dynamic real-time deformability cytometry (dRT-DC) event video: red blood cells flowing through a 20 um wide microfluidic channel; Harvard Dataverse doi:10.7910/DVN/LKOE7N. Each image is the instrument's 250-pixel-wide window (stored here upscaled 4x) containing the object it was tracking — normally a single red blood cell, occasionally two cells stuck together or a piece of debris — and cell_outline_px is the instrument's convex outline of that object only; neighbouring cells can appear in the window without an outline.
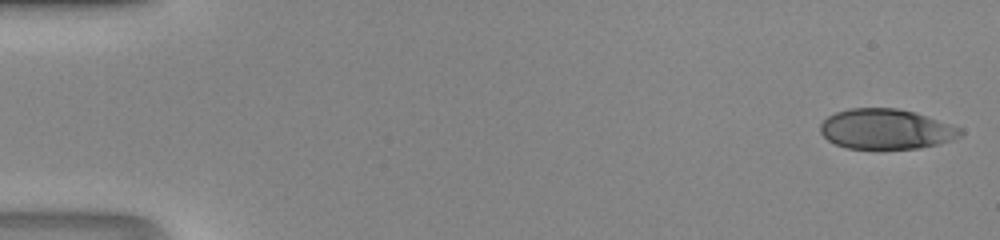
{"species": "human", "species_latin": "Homo sapiens", "temperature_condition": "room temperature", "stored_images_in_passage": 47, "camera_frame_rate_fps": 3000, "um_per_image_px": 0.085, "donor": {"sex": "male"}, "frame": {"image": 1, "passage_image": 1, "time_ms": 0.0, "image_size_px": [1000, 240], "cell_outline_px": [[964, 132], [960, 136], [952, 140], [920, 148], [876, 152], [848, 148], [836, 144], [828, 140], [820, 132], [820, 124], [828, 116], [836, 112], [852, 108], [896, 108], [912, 112], [960, 128]], "centroid_in_image_um": [75.26, 11.03], "position_along_channel_um": 9.7, "area_um2": 33.23}}
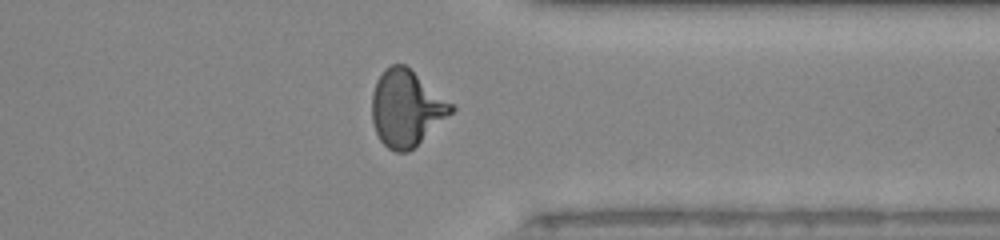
{"frame": {"image": 2, "passage_image": 37, "time_ms": 12.0, "image_size_px": [1000, 240], "cell_outline_px": [[456, 108], [452, 112], [408, 152], [396, 152], [388, 148], [380, 140], [376, 132], [372, 120], [372, 92], [376, 80], [384, 68], [392, 64], [404, 64], [452, 104]], "centroid_in_image_um": [34.49, 9.19], "position_along_channel_um": 376.9, "area_um2": 34.56}}
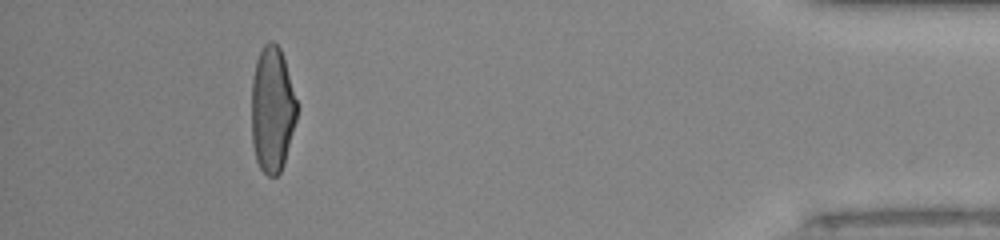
{"frame": {"image": 3, "passage_image": 43, "time_ms": 14.0, "image_size_px": [1000, 240], "cell_outline_px": [[296, 120], [284, 164], [280, 172], [276, 176], [268, 176], [260, 168], [256, 160], [252, 144], [252, 80], [256, 60], [264, 44], [268, 40], [272, 40], [280, 48], [284, 60], [296, 100]], "centroid_in_image_um": [23.12, 9.32], "position_along_channel_um": 412.1, "area_um2": 33.0}}